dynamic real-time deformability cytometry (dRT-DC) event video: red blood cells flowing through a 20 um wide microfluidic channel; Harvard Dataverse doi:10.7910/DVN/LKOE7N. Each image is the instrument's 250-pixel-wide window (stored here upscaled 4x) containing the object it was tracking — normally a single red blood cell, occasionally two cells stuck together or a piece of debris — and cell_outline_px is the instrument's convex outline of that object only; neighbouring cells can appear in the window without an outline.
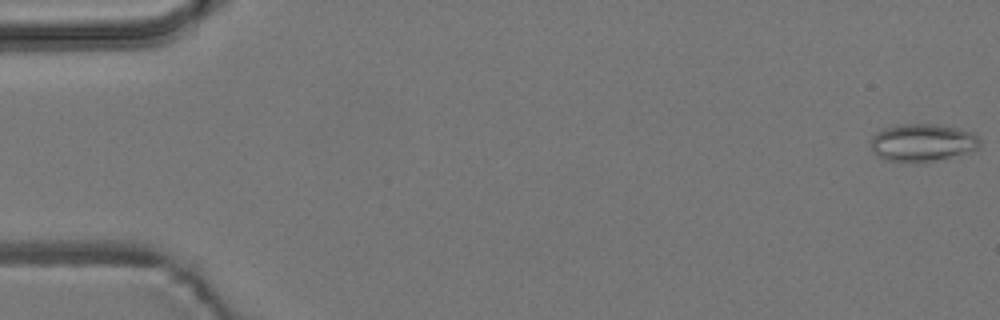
{"species": "common noctule bat (a hibernating species)", "species_latin": "Nyctalus noctula", "temperature_condition": "room temperature", "stored_images_in_passage": 14, "camera_frame_rate_fps": 3000, "um_per_image_px": 0.085, "animal": {"sex": "male", "body_mass_g": 19.2, "forearm_length_mm": 51.8}, "frame": {"image": 1, "passage_image": 1, "time_ms": 0.0, "image_size_px": [1000, 320], "cell_outline_px": [[980, 148], [932, 160], [888, 160], [876, 156], [872, 152], [872, 136], [876, 132], [884, 128], [900, 124], [936, 124], [956, 128], [972, 132], [980, 140]], "centroid_in_image_um": [78.38, 12.08], "position_along_channel_um": 6.6, "area_um2": 23.12}}